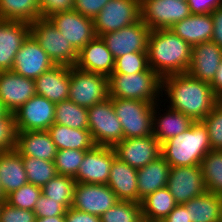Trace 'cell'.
<instances>
[{"label":"cell","instance_id":"obj_13","mask_svg":"<svg viewBox=\"0 0 222 222\" xmlns=\"http://www.w3.org/2000/svg\"><path fill=\"white\" fill-rule=\"evenodd\" d=\"M166 187L177 204L201 196L206 192L201 166H170Z\"/></svg>","mask_w":222,"mask_h":222},{"label":"cell","instance_id":"obj_25","mask_svg":"<svg viewBox=\"0 0 222 222\" xmlns=\"http://www.w3.org/2000/svg\"><path fill=\"white\" fill-rule=\"evenodd\" d=\"M15 150L21 156H31L46 161H54L57 148L47 130L17 132Z\"/></svg>","mask_w":222,"mask_h":222},{"label":"cell","instance_id":"obj_1","mask_svg":"<svg viewBox=\"0 0 222 222\" xmlns=\"http://www.w3.org/2000/svg\"><path fill=\"white\" fill-rule=\"evenodd\" d=\"M163 95L167 97L162 100L164 104L189 116L193 121H202L216 106V95L210 83L198 80L188 73L162 78V98Z\"/></svg>","mask_w":222,"mask_h":222},{"label":"cell","instance_id":"obj_38","mask_svg":"<svg viewBox=\"0 0 222 222\" xmlns=\"http://www.w3.org/2000/svg\"><path fill=\"white\" fill-rule=\"evenodd\" d=\"M100 218L101 222H144L141 203L133 201L118 200Z\"/></svg>","mask_w":222,"mask_h":222},{"label":"cell","instance_id":"obj_48","mask_svg":"<svg viewBox=\"0 0 222 222\" xmlns=\"http://www.w3.org/2000/svg\"><path fill=\"white\" fill-rule=\"evenodd\" d=\"M191 14H211L222 6V0H187Z\"/></svg>","mask_w":222,"mask_h":222},{"label":"cell","instance_id":"obj_27","mask_svg":"<svg viewBox=\"0 0 222 222\" xmlns=\"http://www.w3.org/2000/svg\"><path fill=\"white\" fill-rule=\"evenodd\" d=\"M181 39L191 46L211 41L213 20L211 14H191L175 23L171 28Z\"/></svg>","mask_w":222,"mask_h":222},{"label":"cell","instance_id":"obj_49","mask_svg":"<svg viewBox=\"0 0 222 222\" xmlns=\"http://www.w3.org/2000/svg\"><path fill=\"white\" fill-rule=\"evenodd\" d=\"M65 222H101V218L70 207L65 213Z\"/></svg>","mask_w":222,"mask_h":222},{"label":"cell","instance_id":"obj_54","mask_svg":"<svg viewBox=\"0 0 222 222\" xmlns=\"http://www.w3.org/2000/svg\"><path fill=\"white\" fill-rule=\"evenodd\" d=\"M216 105L222 109V91L216 95Z\"/></svg>","mask_w":222,"mask_h":222},{"label":"cell","instance_id":"obj_44","mask_svg":"<svg viewBox=\"0 0 222 222\" xmlns=\"http://www.w3.org/2000/svg\"><path fill=\"white\" fill-rule=\"evenodd\" d=\"M66 211L67 208L63 204L46 197L43 193L39 196L33 210L36 218L65 216Z\"/></svg>","mask_w":222,"mask_h":222},{"label":"cell","instance_id":"obj_40","mask_svg":"<svg viewBox=\"0 0 222 222\" xmlns=\"http://www.w3.org/2000/svg\"><path fill=\"white\" fill-rule=\"evenodd\" d=\"M85 152L86 151L75 149L57 150L54 160L57 174L74 178L83 161Z\"/></svg>","mask_w":222,"mask_h":222},{"label":"cell","instance_id":"obj_19","mask_svg":"<svg viewBox=\"0 0 222 222\" xmlns=\"http://www.w3.org/2000/svg\"><path fill=\"white\" fill-rule=\"evenodd\" d=\"M36 94L35 81L13 71L0 72V99L8 112L15 113Z\"/></svg>","mask_w":222,"mask_h":222},{"label":"cell","instance_id":"obj_39","mask_svg":"<svg viewBox=\"0 0 222 222\" xmlns=\"http://www.w3.org/2000/svg\"><path fill=\"white\" fill-rule=\"evenodd\" d=\"M41 194L42 187L27 183L8 194L6 197V203L18 209L33 211Z\"/></svg>","mask_w":222,"mask_h":222},{"label":"cell","instance_id":"obj_52","mask_svg":"<svg viewBox=\"0 0 222 222\" xmlns=\"http://www.w3.org/2000/svg\"><path fill=\"white\" fill-rule=\"evenodd\" d=\"M210 86L213 89L215 95L222 91V60L219 67L217 68L214 79L210 83Z\"/></svg>","mask_w":222,"mask_h":222},{"label":"cell","instance_id":"obj_14","mask_svg":"<svg viewBox=\"0 0 222 222\" xmlns=\"http://www.w3.org/2000/svg\"><path fill=\"white\" fill-rule=\"evenodd\" d=\"M48 19L77 52L96 37L93 19L76 10L55 13Z\"/></svg>","mask_w":222,"mask_h":222},{"label":"cell","instance_id":"obj_9","mask_svg":"<svg viewBox=\"0 0 222 222\" xmlns=\"http://www.w3.org/2000/svg\"><path fill=\"white\" fill-rule=\"evenodd\" d=\"M141 20V0H110L93 19L96 36L117 31Z\"/></svg>","mask_w":222,"mask_h":222},{"label":"cell","instance_id":"obj_4","mask_svg":"<svg viewBox=\"0 0 222 222\" xmlns=\"http://www.w3.org/2000/svg\"><path fill=\"white\" fill-rule=\"evenodd\" d=\"M109 97L158 103L162 99V78L152 69L135 74H111ZM161 96V97H160Z\"/></svg>","mask_w":222,"mask_h":222},{"label":"cell","instance_id":"obj_5","mask_svg":"<svg viewBox=\"0 0 222 222\" xmlns=\"http://www.w3.org/2000/svg\"><path fill=\"white\" fill-rule=\"evenodd\" d=\"M111 100L121 122L124 139L152 135L155 103L123 98H111Z\"/></svg>","mask_w":222,"mask_h":222},{"label":"cell","instance_id":"obj_47","mask_svg":"<svg viewBox=\"0 0 222 222\" xmlns=\"http://www.w3.org/2000/svg\"><path fill=\"white\" fill-rule=\"evenodd\" d=\"M110 0H75L74 10L85 17L94 19Z\"/></svg>","mask_w":222,"mask_h":222},{"label":"cell","instance_id":"obj_2","mask_svg":"<svg viewBox=\"0 0 222 222\" xmlns=\"http://www.w3.org/2000/svg\"><path fill=\"white\" fill-rule=\"evenodd\" d=\"M191 54L192 46L171 29L150 31L147 46L149 67L161 78L187 73Z\"/></svg>","mask_w":222,"mask_h":222},{"label":"cell","instance_id":"obj_51","mask_svg":"<svg viewBox=\"0 0 222 222\" xmlns=\"http://www.w3.org/2000/svg\"><path fill=\"white\" fill-rule=\"evenodd\" d=\"M161 222H191L188 216V209L184 204H177L176 207Z\"/></svg>","mask_w":222,"mask_h":222},{"label":"cell","instance_id":"obj_57","mask_svg":"<svg viewBox=\"0 0 222 222\" xmlns=\"http://www.w3.org/2000/svg\"><path fill=\"white\" fill-rule=\"evenodd\" d=\"M219 222H222V197H221L220 221Z\"/></svg>","mask_w":222,"mask_h":222},{"label":"cell","instance_id":"obj_58","mask_svg":"<svg viewBox=\"0 0 222 222\" xmlns=\"http://www.w3.org/2000/svg\"><path fill=\"white\" fill-rule=\"evenodd\" d=\"M3 202H6V201H0V208H1L2 204H3Z\"/></svg>","mask_w":222,"mask_h":222},{"label":"cell","instance_id":"obj_23","mask_svg":"<svg viewBox=\"0 0 222 222\" xmlns=\"http://www.w3.org/2000/svg\"><path fill=\"white\" fill-rule=\"evenodd\" d=\"M35 81V92L53 103L68 100L70 87V66L54 65Z\"/></svg>","mask_w":222,"mask_h":222},{"label":"cell","instance_id":"obj_31","mask_svg":"<svg viewBox=\"0 0 222 222\" xmlns=\"http://www.w3.org/2000/svg\"><path fill=\"white\" fill-rule=\"evenodd\" d=\"M177 203L167 187L152 192L141 201L144 222H161Z\"/></svg>","mask_w":222,"mask_h":222},{"label":"cell","instance_id":"obj_50","mask_svg":"<svg viewBox=\"0 0 222 222\" xmlns=\"http://www.w3.org/2000/svg\"><path fill=\"white\" fill-rule=\"evenodd\" d=\"M213 20V36L211 41L222 48V6L211 13Z\"/></svg>","mask_w":222,"mask_h":222},{"label":"cell","instance_id":"obj_42","mask_svg":"<svg viewBox=\"0 0 222 222\" xmlns=\"http://www.w3.org/2000/svg\"><path fill=\"white\" fill-rule=\"evenodd\" d=\"M17 145V128L14 114L7 112L0 117V153L15 150Z\"/></svg>","mask_w":222,"mask_h":222},{"label":"cell","instance_id":"obj_12","mask_svg":"<svg viewBox=\"0 0 222 222\" xmlns=\"http://www.w3.org/2000/svg\"><path fill=\"white\" fill-rule=\"evenodd\" d=\"M56 104L35 94L15 113L17 132L48 130L54 124Z\"/></svg>","mask_w":222,"mask_h":222},{"label":"cell","instance_id":"obj_20","mask_svg":"<svg viewBox=\"0 0 222 222\" xmlns=\"http://www.w3.org/2000/svg\"><path fill=\"white\" fill-rule=\"evenodd\" d=\"M30 34V23L0 20V72L11 71L16 54Z\"/></svg>","mask_w":222,"mask_h":222},{"label":"cell","instance_id":"obj_6","mask_svg":"<svg viewBox=\"0 0 222 222\" xmlns=\"http://www.w3.org/2000/svg\"><path fill=\"white\" fill-rule=\"evenodd\" d=\"M30 34L47 53L55 65L74 66L78 52L48 18L30 23Z\"/></svg>","mask_w":222,"mask_h":222},{"label":"cell","instance_id":"obj_28","mask_svg":"<svg viewBox=\"0 0 222 222\" xmlns=\"http://www.w3.org/2000/svg\"><path fill=\"white\" fill-rule=\"evenodd\" d=\"M169 170L170 164L162 156L137 169L138 203L152 192L166 187Z\"/></svg>","mask_w":222,"mask_h":222},{"label":"cell","instance_id":"obj_30","mask_svg":"<svg viewBox=\"0 0 222 222\" xmlns=\"http://www.w3.org/2000/svg\"><path fill=\"white\" fill-rule=\"evenodd\" d=\"M57 150L75 149L88 151L95 143L88 129H74L60 124H53L47 130Z\"/></svg>","mask_w":222,"mask_h":222},{"label":"cell","instance_id":"obj_45","mask_svg":"<svg viewBox=\"0 0 222 222\" xmlns=\"http://www.w3.org/2000/svg\"><path fill=\"white\" fill-rule=\"evenodd\" d=\"M0 222H36V214L32 210L18 209L3 202Z\"/></svg>","mask_w":222,"mask_h":222},{"label":"cell","instance_id":"obj_37","mask_svg":"<svg viewBox=\"0 0 222 222\" xmlns=\"http://www.w3.org/2000/svg\"><path fill=\"white\" fill-rule=\"evenodd\" d=\"M28 183L43 187L57 175L54 161H46L31 156H22Z\"/></svg>","mask_w":222,"mask_h":222},{"label":"cell","instance_id":"obj_15","mask_svg":"<svg viewBox=\"0 0 222 222\" xmlns=\"http://www.w3.org/2000/svg\"><path fill=\"white\" fill-rule=\"evenodd\" d=\"M116 153L113 147L94 146L85 152L83 161L74 177L78 183L107 184Z\"/></svg>","mask_w":222,"mask_h":222},{"label":"cell","instance_id":"obj_35","mask_svg":"<svg viewBox=\"0 0 222 222\" xmlns=\"http://www.w3.org/2000/svg\"><path fill=\"white\" fill-rule=\"evenodd\" d=\"M54 123L74 129H88V110L71 100L56 103Z\"/></svg>","mask_w":222,"mask_h":222},{"label":"cell","instance_id":"obj_29","mask_svg":"<svg viewBox=\"0 0 222 222\" xmlns=\"http://www.w3.org/2000/svg\"><path fill=\"white\" fill-rule=\"evenodd\" d=\"M0 183L6 196L28 183L22 156L16 150L0 153Z\"/></svg>","mask_w":222,"mask_h":222},{"label":"cell","instance_id":"obj_32","mask_svg":"<svg viewBox=\"0 0 222 222\" xmlns=\"http://www.w3.org/2000/svg\"><path fill=\"white\" fill-rule=\"evenodd\" d=\"M188 209L191 222H219L221 197L214 193L205 192L184 203Z\"/></svg>","mask_w":222,"mask_h":222},{"label":"cell","instance_id":"obj_34","mask_svg":"<svg viewBox=\"0 0 222 222\" xmlns=\"http://www.w3.org/2000/svg\"><path fill=\"white\" fill-rule=\"evenodd\" d=\"M200 166L206 191L222 197V150H210Z\"/></svg>","mask_w":222,"mask_h":222},{"label":"cell","instance_id":"obj_33","mask_svg":"<svg viewBox=\"0 0 222 222\" xmlns=\"http://www.w3.org/2000/svg\"><path fill=\"white\" fill-rule=\"evenodd\" d=\"M39 18L38 0H0V20L32 23Z\"/></svg>","mask_w":222,"mask_h":222},{"label":"cell","instance_id":"obj_10","mask_svg":"<svg viewBox=\"0 0 222 222\" xmlns=\"http://www.w3.org/2000/svg\"><path fill=\"white\" fill-rule=\"evenodd\" d=\"M191 15L187 1L141 0V20L150 30L170 29Z\"/></svg>","mask_w":222,"mask_h":222},{"label":"cell","instance_id":"obj_24","mask_svg":"<svg viewBox=\"0 0 222 222\" xmlns=\"http://www.w3.org/2000/svg\"><path fill=\"white\" fill-rule=\"evenodd\" d=\"M161 103L163 102L160 101L154 105L152 134L162 144L171 137L186 131L194 121L189 116L169 107L163 110V106L166 105H161ZM161 111H164L163 114H161Z\"/></svg>","mask_w":222,"mask_h":222},{"label":"cell","instance_id":"obj_11","mask_svg":"<svg viewBox=\"0 0 222 222\" xmlns=\"http://www.w3.org/2000/svg\"><path fill=\"white\" fill-rule=\"evenodd\" d=\"M150 31V28L140 20L117 31L102 34L100 37L116 59L131 52H147Z\"/></svg>","mask_w":222,"mask_h":222},{"label":"cell","instance_id":"obj_22","mask_svg":"<svg viewBox=\"0 0 222 222\" xmlns=\"http://www.w3.org/2000/svg\"><path fill=\"white\" fill-rule=\"evenodd\" d=\"M222 60V48L207 41L192 46L191 62L187 73L198 80L211 83Z\"/></svg>","mask_w":222,"mask_h":222},{"label":"cell","instance_id":"obj_46","mask_svg":"<svg viewBox=\"0 0 222 222\" xmlns=\"http://www.w3.org/2000/svg\"><path fill=\"white\" fill-rule=\"evenodd\" d=\"M75 0H38L41 18H48L59 12L74 10Z\"/></svg>","mask_w":222,"mask_h":222},{"label":"cell","instance_id":"obj_16","mask_svg":"<svg viewBox=\"0 0 222 222\" xmlns=\"http://www.w3.org/2000/svg\"><path fill=\"white\" fill-rule=\"evenodd\" d=\"M115 193L107 184H86L76 182L72 207L74 209L101 216L117 203Z\"/></svg>","mask_w":222,"mask_h":222},{"label":"cell","instance_id":"obj_56","mask_svg":"<svg viewBox=\"0 0 222 222\" xmlns=\"http://www.w3.org/2000/svg\"><path fill=\"white\" fill-rule=\"evenodd\" d=\"M6 195L2 189L1 183H0V201H6Z\"/></svg>","mask_w":222,"mask_h":222},{"label":"cell","instance_id":"obj_18","mask_svg":"<svg viewBox=\"0 0 222 222\" xmlns=\"http://www.w3.org/2000/svg\"><path fill=\"white\" fill-rule=\"evenodd\" d=\"M54 65L35 38L29 34L16 54L11 71L35 80Z\"/></svg>","mask_w":222,"mask_h":222},{"label":"cell","instance_id":"obj_36","mask_svg":"<svg viewBox=\"0 0 222 222\" xmlns=\"http://www.w3.org/2000/svg\"><path fill=\"white\" fill-rule=\"evenodd\" d=\"M75 184L73 177L57 174L42 187V193L68 209L72 207Z\"/></svg>","mask_w":222,"mask_h":222},{"label":"cell","instance_id":"obj_21","mask_svg":"<svg viewBox=\"0 0 222 222\" xmlns=\"http://www.w3.org/2000/svg\"><path fill=\"white\" fill-rule=\"evenodd\" d=\"M74 66L82 71L109 77L113 73L115 59L102 38L96 36L78 52Z\"/></svg>","mask_w":222,"mask_h":222},{"label":"cell","instance_id":"obj_43","mask_svg":"<svg viewBox=\"0 0 222 222\" xmlns=\"http://www.w3.org/2000/svg\"><path fill=\"white\" fill-rule=\"evenodd\" d=\"M202 122L207 127L211 149L222 150V109L216 105Z\"/></svg>","mask_w":222,"mask_h":222},{"label":"cell","instance_id":"obj_41","mask_svg":"<svg viewBox=\"0 0 222 222\" xmlns=\"http://www.w3.org/2000/svg\"><path fill=\"white\" fill-rule=\"evenodd\" d=\"M147 52H131L115 59L112 74H135L150 70Z\"/></svg>","mask_w":222,"mask_h":222},{"label":"cell","instance_id":"obj_55","mask_svg":"<svg viewBox=\"0 0 222 222\" xmlns=\"http://www.w3.org/2000/svg\"><path fill=\"white\" fill-rule=\"evenodd\" d=\"M8 111L5 109L2 100L0 99V117L4 116Z\"/></svg>","mask_w":222,"mask_h":222},{"label":"cell","instance_id":"obj_3","mask_svg":"<svg viewBox=\"0 0 222 222\" xmlns=\"http://www.w3.org/2000/svg\"><path fill=\"white\" fill-rule=\"evenodd\" d=\"M161 156L172 167L200 165L210 151L207 127L202 121H194L183 133L161 144Z\"/></svg>","mask_w":222,"mask_h":222},{"label":"cell","instance_id":"obj_53","mask_svg":"<svg viewBox=\"0 0 222 222\" xmlns=\"http://www.w3.org/2000/svg\"><path fill=\"white\" fill-rule=\"evenodd\" d=\"M36 222H65V216L36 218Z\"/></svg>","mask_w":222,"mask_h":222},{"label":"cell","instance_id":"obj_26","mask_svg":"<svg viewBox=\"0 0 222 222\" xmlns=\"http://www.w3.org/2000/svg\"><path fill=\"white\" fill-rule=\"evenodd\" d=\"M107 185L118 200L138 203L137 169L115 157Z\"/></svg>","mask_w":222,"mask_h":222},{"label":"cell","instance_id":"obj_17","mask_svg":"<svg viewBox=\"0 0 222 222\" xmlns=\"http://www.w3.org/2000/svg\"><path fill=\"white\" fill-rule=\"evenodd\" d=\"M116 157L132 168L140 169L161 156V143L154 135L127 138L114 147Z\"/></svg>","mask_w":222,"mask_h":222},{"label":"cell","instance_id":"obj_7","mask_svg":"<svg viewBox=\"0 0 222 222\" xmlns=\"http://www.w3.org/2000/svg\"><path fill=\"white\" fill-rule=\"evenodd\" d=\"M87 110L88 130L96 146L114 147L124 139L122 125L110 97Z\"/></svg>","mask_w":222,"mask_h":222},{"label":"cell","instance_id":"obj_8","mask_svg":"<svg viewBox=\"0 0 222 222\" xmlns=\"http://www.w3.org/2000/svg\"><path fill=\"white\" fill-rule=\"evenodd\" d=\"M107 98H109L107 76L82 71L75 66H70L68 100L88 109Z\"/></svg>","mask_w":222,"mask_h":222}]
</instances>
